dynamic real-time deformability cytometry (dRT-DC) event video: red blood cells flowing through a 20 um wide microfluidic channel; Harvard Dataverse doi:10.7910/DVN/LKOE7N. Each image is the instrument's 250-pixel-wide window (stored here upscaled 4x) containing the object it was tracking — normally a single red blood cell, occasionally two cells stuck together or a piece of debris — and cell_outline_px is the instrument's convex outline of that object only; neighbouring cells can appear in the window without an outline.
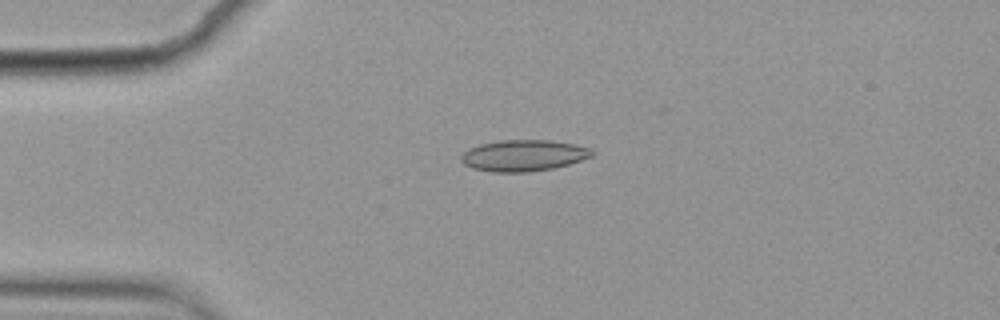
{"species": "common noctule bat (a hibernating species)", "species_latin": "Nyctalus noctula", "temperature_condition": "cold", "stored_images_in_passage": 7, "camera_frame_rate_fps": 3000, "um_per_image_px": 0.085, "animal": {"sex": "female", "body_mass_g": 19.9}, "frame": {"image": 1, "passage_image": 3, "time_ms": 0.667, "image_size_px": [1000, 320], "cell_outline_px": [[596, 152], [592, 156], [568, 164], [552, 168], [528, 172], [492, 172], [472, 168], [464, 164], [460, 160], [460, 156], [468, 148], [480, 144], [500, 140], [552, 140], [576, 144], [592, 148]], "centroid_in_image_um": [44.5, 13.21], "position_along_channel_um": 40.5, "area_um2": 24.04}}
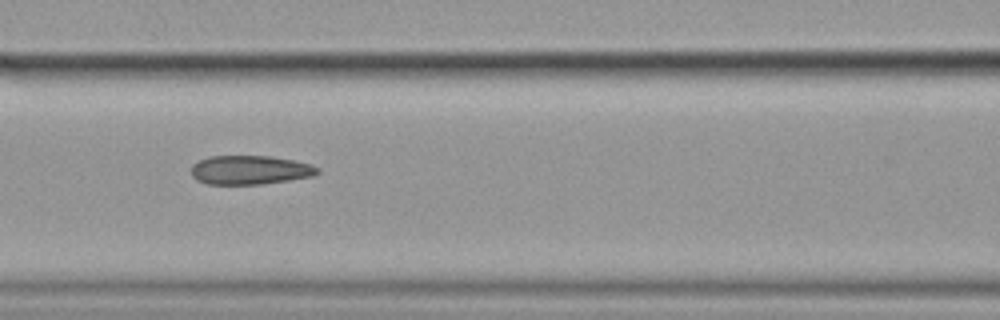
{"frame": {"image": 2, "passage_image": 6, "time_ms": 1.667, "image_size_px": [1000, 320], "cell_outline_px": [[320, 172], [312, 176], [288, 180], [260, 184], [208, 184], [196, 180], [192, 176], [192, 164], [208, 156], [268, 156], [292, 160], [312, 164], [320, 168]], "centroid_in_image_um": [21.24, 14.44], "position_along_channel_um": 145.4, "area_um2": 21.27}}
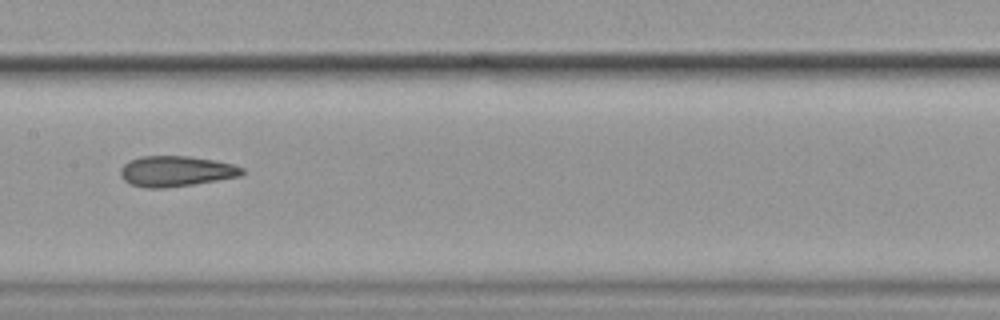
{"frame": {"image": 3, "passage_image": 7, "time_ms": 2.0, "image_size_px": [1000, 320], "cell_outline_px": [[244, 172], [240, 176], [192, 184], [164, 188], [144, 188], [128, 184], [120, 176], [120, 168], [128, 160], [140, 156], [188, 156], [212, 160], [232, 164], [244, 168]], "centroid_in_image_um": [14.89, 14.55], "position_along_channel_um": 192.5, "area_um2": 21.68}}